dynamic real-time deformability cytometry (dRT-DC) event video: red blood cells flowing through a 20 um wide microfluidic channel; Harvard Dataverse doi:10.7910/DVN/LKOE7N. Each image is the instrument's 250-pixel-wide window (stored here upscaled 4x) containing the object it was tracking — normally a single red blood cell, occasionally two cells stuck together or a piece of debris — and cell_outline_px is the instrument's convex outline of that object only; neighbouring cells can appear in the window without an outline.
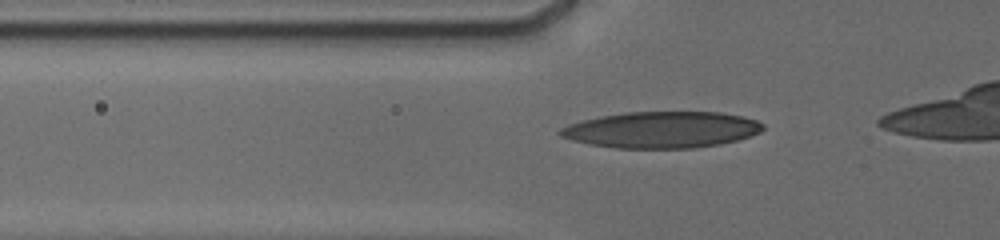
{"species": "human", "species_latin": "Homo sapiens", "temperature_condition": "cold", "stored_images_in_passage": 13, "segment_of_instrument_passage": [1, 2], "camera_frame_rate_fps": 3000, "um_per_image_px": 0.085, "donor": {"sex": "male"}, "frame": {"image": 1, "passage_image": 3, "time_ms": 1.0, "image_size_px": [1000, 240], "cell_outline_px": [[764, 128], [760, 132], [736, 140], [716, 144], [692, 148], [616, 148], [588, 144], [572, 140], [560, 136], [556, 132], [560, 128], [568, 124], [580, 120], [600, 116], [624, 112], [720, 112], [744, 116], [756, 120], [764, 124]], "centroid_in_image_um": [56.19, 11.02], "position_along_channel_um": 69.6, "area_um2": 43.06}}
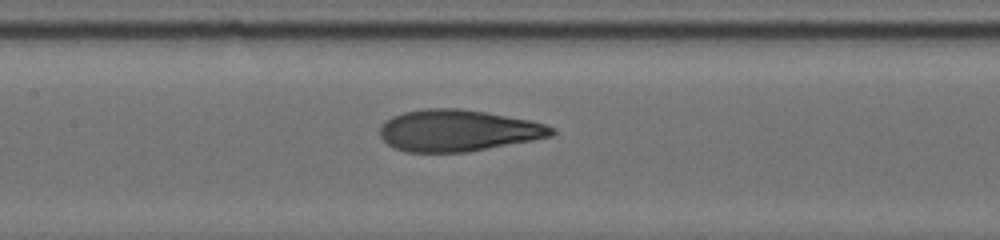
{"frame": {"image": 2, "passage_image": 9, "time_ms": 3.667, "image_size_px": [1000, 240], "cell_outline_px": [[556, 132], [552, 136], [532, 140], [468, 152], [408, 152], [396, 148], [388, 144], [380, 136], [380, 124], [392, 116], [404, 112], [428, 108], [460, 108], [532, 120], [544, 124], [552, 128]], "centroid_in_image_um": [38.91, 11.09], "position_along_channel_um": 168.5, "area_um2": 41.5}}
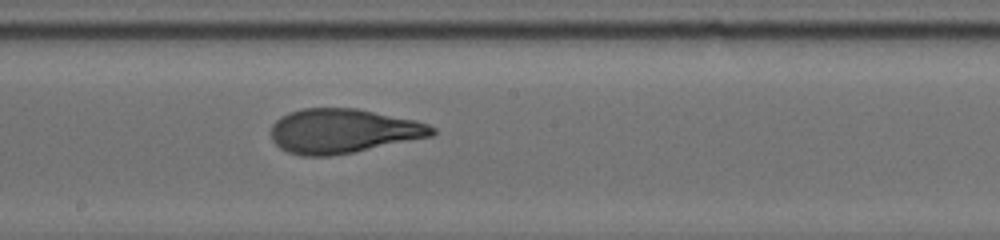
{"frame": {"image": 3, "passage_image": 12, "time_ms": 5.0, "image_size_px": [1000, 240], "cell_outline_px": [[436, 132], [432, 136], [332, 156], [300, 156], [288, 152], [280, 148], [272, 140], [272, 124], [280, 116], [288, 112], [304, 108], [356, 108], [416, 120], [428, 124], [436, 128]], "centroid_in_image_um": [29.14, 11.13], "position_along_channel_um": 219.1, "area_um2": 41.67}}